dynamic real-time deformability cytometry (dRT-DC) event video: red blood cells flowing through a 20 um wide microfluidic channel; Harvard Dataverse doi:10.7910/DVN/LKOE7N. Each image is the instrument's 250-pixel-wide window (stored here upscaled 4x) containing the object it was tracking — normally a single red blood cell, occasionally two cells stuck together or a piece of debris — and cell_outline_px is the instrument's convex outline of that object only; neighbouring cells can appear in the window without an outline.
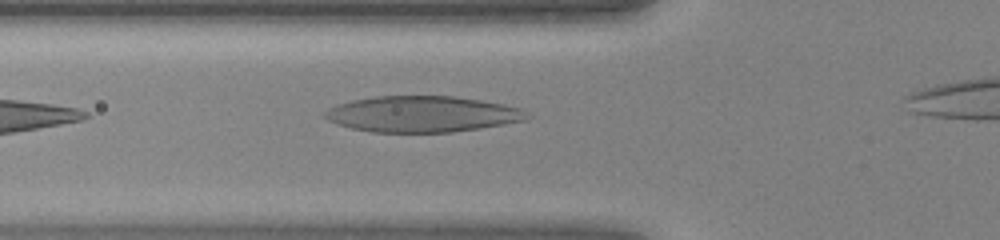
{"species": "human", "species_latin": "Homo sapiens", "temperature_condition": "warm", "stored_images_in_passage": 26, "camera_frame_rate_fps": 3000, "um_per_image_px": 0.085, "donor": {"sex": "female"}, "frame": {"image": 1, "passage_image": 2, "time_ms": 0.333, "image_size_px": [1000, 240], "cell_outline_px": [[532, 116], [524, 120], [504, 124], [480, 128], [452, 132], [372, 132], [352, 128], [336, 124], [320, 116], [328, 108], [336, 104], [352, 100], [376, 96], [452, 96], [480, 100], [504, 104], [520, 108]], "centroid_in_image_um": [35.84, 9.69], "position_along_channel_um": 90.0, "area_um2": 42.54}}
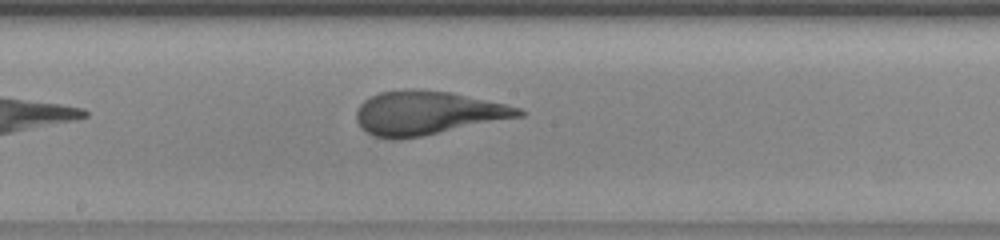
{"frame": {"image": 2, "passage_image": 10, "time_ms": 3.0, "image_size_px": [1000, 240], "cell_outline_px": [[524, 116], [424, 136], [376, 136], [368, 132], [356, 120], [356, 112], [360, 104], [364, 100], [380, 92], [452, 92], [504, 104], [520, 108], [524, 112]], "centroid_in_image_um": [36.41, 9.61], "position_along_channel_um": 211.8, "area_um2": 39.59}}
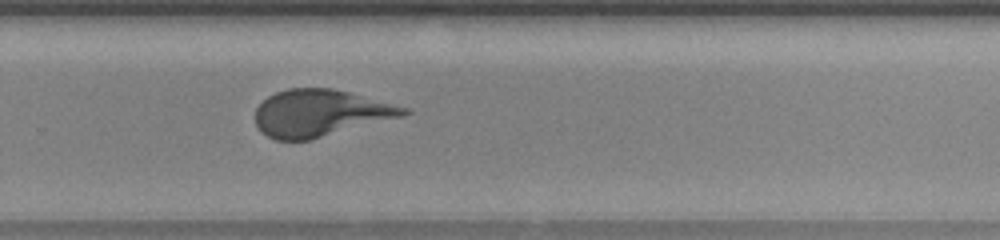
{"frame": {"image": 3, "passage_image": 16, "time_ms": 5.0, "image_size_px": [1000, 240], "cell_outline_px": [[412, 112], [404, 116], [308, 140], [276, 140], [260, 132], [256, 124], [256, 108], [268, 96], [276, 92], [288, 88], [332, 88], [348, 92], [408, 108]], "centroid_in_image_um": [27.2, 9.61], "position_along_channel_um": 302.6, "area_um2": 40.17}}